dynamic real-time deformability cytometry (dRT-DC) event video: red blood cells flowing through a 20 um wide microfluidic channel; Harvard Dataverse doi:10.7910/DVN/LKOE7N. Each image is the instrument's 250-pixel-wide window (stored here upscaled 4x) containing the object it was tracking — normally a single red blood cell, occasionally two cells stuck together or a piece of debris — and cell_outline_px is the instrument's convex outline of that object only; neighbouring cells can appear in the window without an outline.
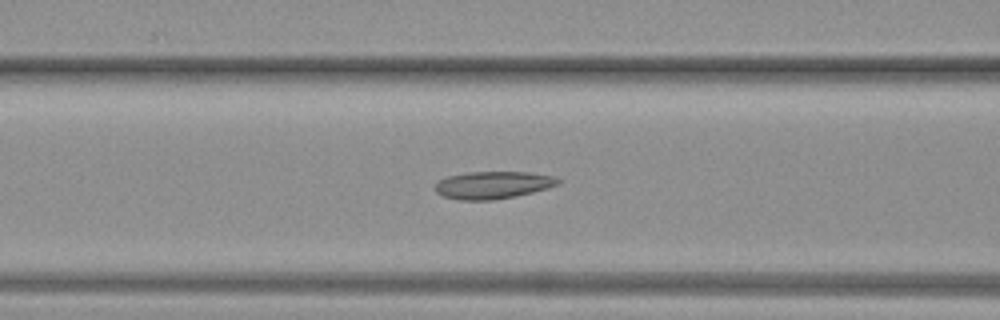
{"species": "common noctule bat (a hibernating species)", "species_latin": "Nyctalus noctula", "temperature_condition": "warm", "stored_images_in_passage": 35, "camera_frame_rate_fps": 3000, "um_per_image_px": 0.085, "animal": {"sex": "female", "body_mass_g": 19.3, "forearm_length_mm": 54.1}, "frame": {"image": 1, "passage_image": 8, "time_ms": 2.333, "image_size_px": [1000, 320], "cell_outline_px": [[560, 184], [548, 188], [516, 196], [492, 200], [460, 200], [444, 196], [436, 192], [436, 184], [440, 180], [448, 176], [468, 172], [528, 172], [552, 176], [560, 180]], "centroid_in_image_um": [41.91, 15.73], "position_along_channel_um": 124.7, "area_um2": 19.48}}
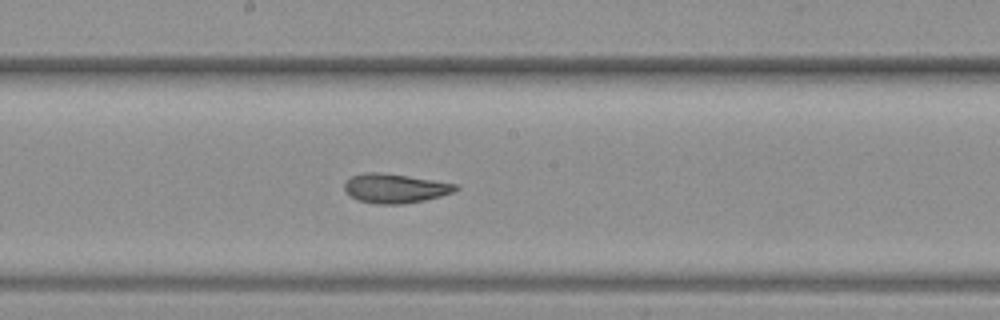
{"frame": {"image": 2, "passage_image": 14, "time_ms": 4.333, "image_size_px": [1000, 320], "cell_outline_px": [[460, 188], [452, 192], [440, 196], [424, 200], [404, 204], [376, 204], [356, 200], [344, 192], [344, 184], [352, 176], [364, 172], [376, 172], [408, 176], [460, 184]], "centroid_in_image_um": [33.57, 16.01], "position_along_channel_um": 214.6, "area_um2": 19.07}}
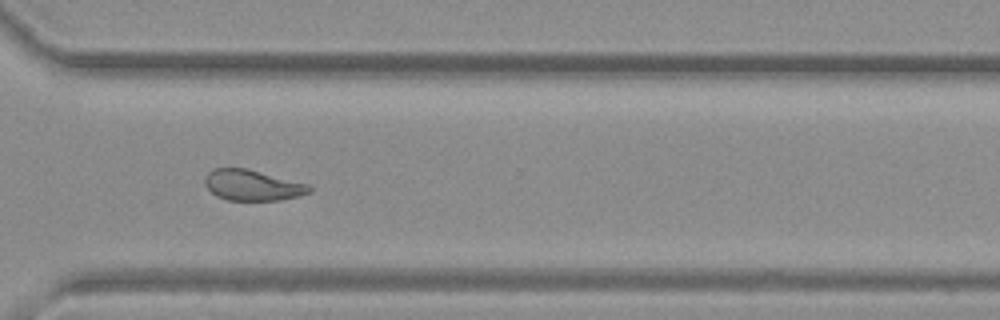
{"frame": {"image": 3, "passage_image": 23, "time_ms": 7.333, "image_size_px": [1000, 320], "cell_outline_px": [[312, 192], [300, 196], [280, 200], [228, 200], [216, 196], [204, 184], [204, 176], [208, 172], [216, 168], [248, 168], [308, 184], [312, 188]], "centroid_in_image_um": [21.47, 15.74], "position_along_channel_um": 349.1, "area_um2": 18.84}}